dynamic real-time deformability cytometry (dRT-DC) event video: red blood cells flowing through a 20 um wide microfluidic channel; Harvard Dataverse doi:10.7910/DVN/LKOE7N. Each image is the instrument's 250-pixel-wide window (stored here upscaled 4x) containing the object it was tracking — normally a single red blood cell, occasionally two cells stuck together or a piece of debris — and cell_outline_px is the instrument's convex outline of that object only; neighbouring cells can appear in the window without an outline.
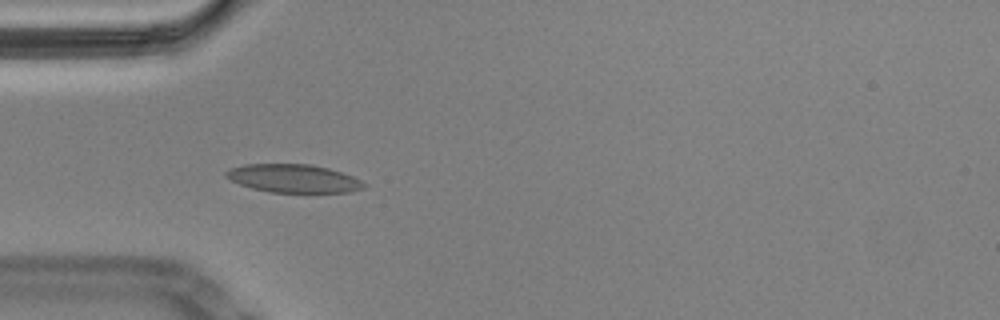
{"species": "Egyptian fruit bat (a non-hibernating species)", "species_latin": "Rousettus aegyptiacus", "temperature_condition": "cold", "stored_images_in_passage": 42, "camera_frame_rate_fps": 3000, "um_per_image_px": 0.085, "animal": {"sex": "male"}, "frame": {"image": 1, "passage_image": 1, "time_ms": 0.0, "image_size_px": [1000, 320], "cell_outline_px": [[368, 184], [364, 188], [352, 192], [268, 192], [252, 188], [240, 184], [224, 176], [224, 172], [228, 168], [244, 164], [312, 164], [328, 168], [352, 176]], "centroid_in_image_um": [24.93, 15.16], "position_along_channel_um": 60.1, "area_um2": 22.77}}
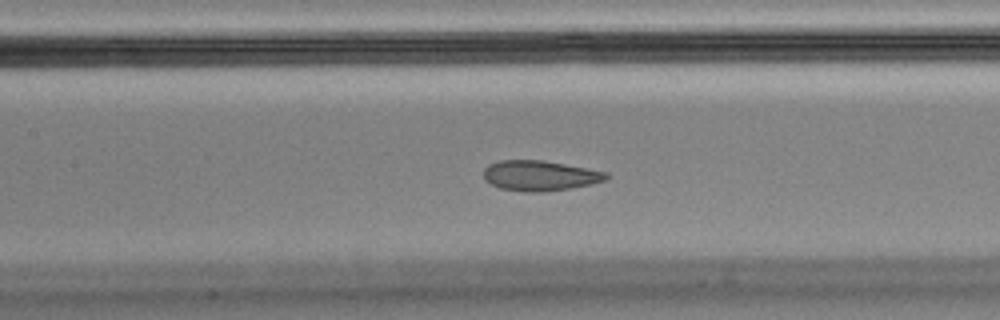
{"frame": {"image": 2, "passage_image": 10, "time_ms": 3.0, "image_size_px": [1000, 320], "cell_outline_px": [[608, 180], [568, 188], [544, 192], [524, 192], [500, 188], [484, 180], [484, 168], [488, 164], [500, 160], [544, 160], [608, 172]], "centroid_in_image_um": [45.87, 14.92], "position_along_channel_um": 161.5, "area_um2": 21.62}}
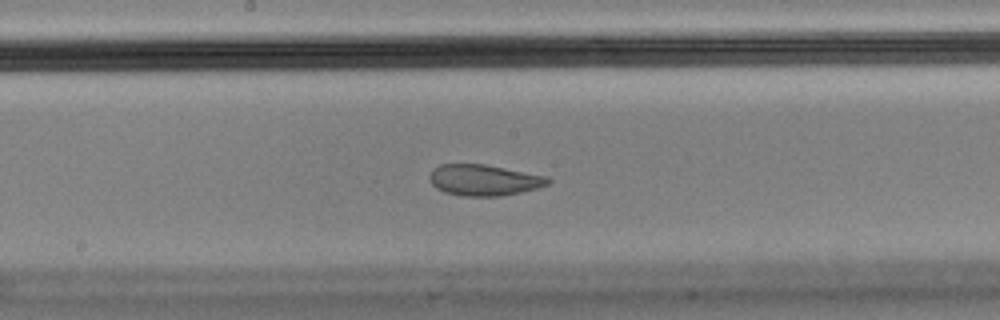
{"frame": {"image": 3, "passage_image": 14, "time_ms": 4.333, "image_size_px": [1000, 320], "cell_outline_px": [[552, 180], [548, 184], [536, 188], [520, 192], [500, 196], [460, 196], [444, 192], [436, 188], [432, 184], [428, 176], [432, 168], [440, 164], [484, 164], [548, 176]], "centroid_in_image_um": [41.11, 15.3], "position_along_channel_um": 207.1, "area_um2": 21.56}}